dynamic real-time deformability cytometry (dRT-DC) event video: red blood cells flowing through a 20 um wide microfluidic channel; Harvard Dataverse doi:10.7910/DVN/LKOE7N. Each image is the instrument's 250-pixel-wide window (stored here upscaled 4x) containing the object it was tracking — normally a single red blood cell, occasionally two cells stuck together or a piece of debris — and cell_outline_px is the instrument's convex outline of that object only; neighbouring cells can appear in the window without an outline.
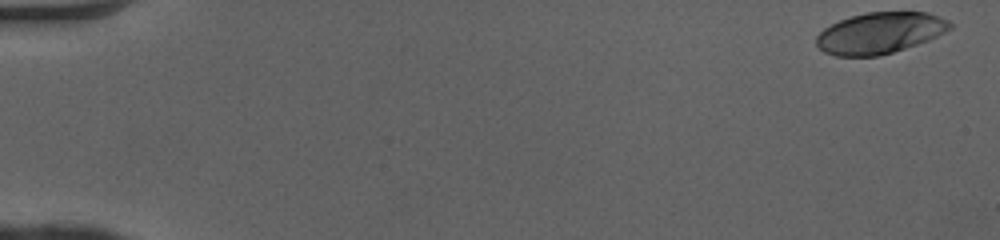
{"species": "human", "species_latin": "Homo sapiens", "temperature_condition": "cold", "stored_images_in_passage": 50, "camera_frame_rate_fps": 3000, "um_per_image_px": 0.085, "donor": {"sex": "female"}, "frame": {"image": 1, "passage_image": 1, "time_ms": 0.0, "image_size_px": [1000, 240], "cell_outline_px": [[952, 28], [928, 40], [880, 56], [836, 56], [824, 52], [816, 44], [816, 36], [824, 28], [840, 20], [864, 12], [928, 12], [948, 20], [952, 24]], "centroid_in_image_um": [74.78, 2.8], "position_along_channel_um": 10.2, "area_um2": 31.91}}
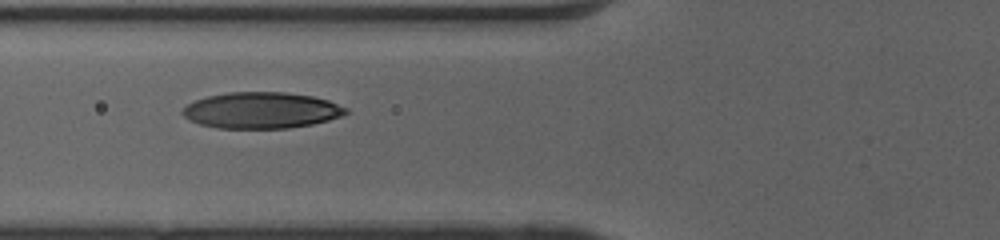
{"frame": {"image": 2, "passage_image": 20, "time_ms": 6.333, "image_size_px": [1000, 240], "cell_outline_px": [[348, 112], [344, 116], [312, 124], [288, 128], [216, 128], [200, 124], [188, 120], [180, 112], [188, 104], [196, 100], [208, 96], [228, 92], [284, 92], [312, 96], [328, 100], [348, 108]], "centroid_in_image_um": [22.23, 9.38], "position_along_channel_um": 103.6, "area_um2": 34.51}}
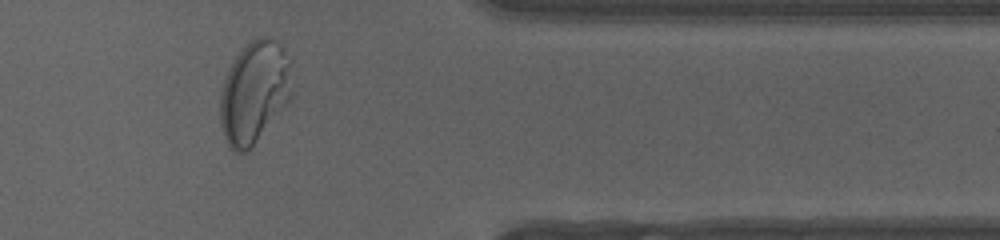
{"frame": {"image": 3, "passage_image": 42, "time_ms": 13.667, "image_size_px": [1000, 240], "cell_outline_px": [[292, 96], [252, 148], [248, 152], [236, 152], [228, 144], [224, 136], [220, 124], [220, 92], [228, 68], [236, 56], [252, 40], [260, 36], [268, 36], [276, 40], [280, 44], [284, 52], [288, 64], [292, 92]], "centroid_in_image_um": [21.58, 7.87], "position_along_channel_um": 389.8, "area_um2": 42.37}, "authors_computed_cell_mechanics": {"area_um2": 33.9575, "velocity_mm_per_s": 4.0834, "shape_relaxation_time_tau1_ms": 4.1228, "shape_relaxation_time_tau2_ms": null, "deformation_change_tau1": 0.1871, "deformation_change_tau2": null}}